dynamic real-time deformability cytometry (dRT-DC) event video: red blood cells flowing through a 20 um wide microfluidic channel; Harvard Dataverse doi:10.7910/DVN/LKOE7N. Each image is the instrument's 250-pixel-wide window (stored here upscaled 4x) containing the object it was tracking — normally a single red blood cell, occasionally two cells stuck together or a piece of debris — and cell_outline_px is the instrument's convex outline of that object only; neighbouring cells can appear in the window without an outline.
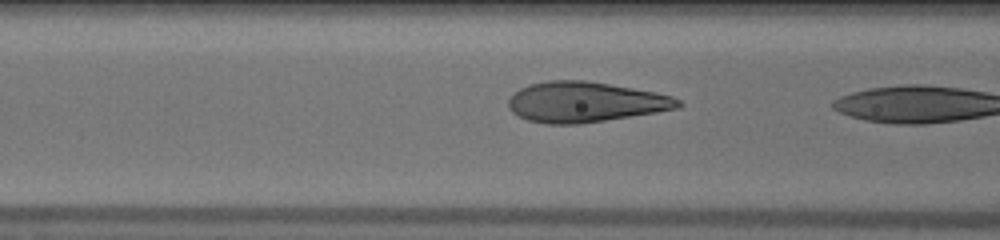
{"species": "human", "species_latin": "Homo sapiens", "temperature_condition": "warm", "stored_images_in_passage": 9, "camera_frame_rate_fps": 3000, "um_per_image_px": 0.085, "donor": {"sex": "male"}, "frame": {"image": 1, "passage_image": 8, "time_ms": 2.333, "image_size_px": [1000, 240], "cell_outline_px": [[684, 104], [680, 108], [656, 112], [580, 124], [548, 124], [528, 120], [512, 112], [508, 108], [508, 100], [520, 88], [528, 84], [548, 80], [584, 80], [656, 92], [672, 96], [680, 100]], "centroid_in_image_um": [49.74, 8.67], "position_along_channel_um": 116.9, "area_um2": 39.82}}